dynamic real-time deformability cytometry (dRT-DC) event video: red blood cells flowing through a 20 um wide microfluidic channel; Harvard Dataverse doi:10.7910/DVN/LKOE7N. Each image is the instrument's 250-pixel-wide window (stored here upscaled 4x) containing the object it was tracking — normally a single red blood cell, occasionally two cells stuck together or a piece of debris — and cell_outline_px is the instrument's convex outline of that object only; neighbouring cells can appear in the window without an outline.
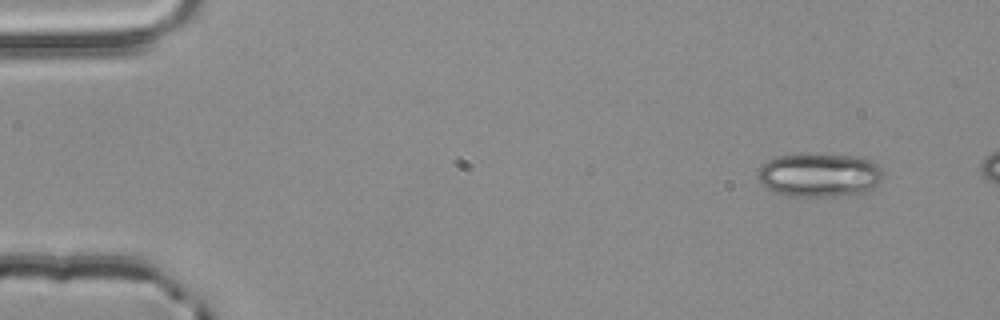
{"species": "common noctule bat (a hibernating species)", "species_latin": "Nyctalus noctula", "temperature_condition": "room temperature", "stored_images_in_passage": 3, "camera_frame_rate_fps": 3000, "um_per_image_px": 0.085, "animal": {"sex": "male", "body_mass_g": 20.4}, "frame": {"image": 1, "passage_image": 1, "time_ms": 0.0, "image_size_px": [1000, 320], "cell_outline_px": [[884, 172], [880, 180], [872, 188], [860, 192], [832, 196], [788, 196], [776, 192], [760, 184], [756, 176], [760, 164], [768, 160], [780, 156], [808, 152], [852, 156], [872, 160]], "centroid_in_image_um": [69.58, 14.84], "position_along_channel_um": 15.4, "area_um2": 32.19}}